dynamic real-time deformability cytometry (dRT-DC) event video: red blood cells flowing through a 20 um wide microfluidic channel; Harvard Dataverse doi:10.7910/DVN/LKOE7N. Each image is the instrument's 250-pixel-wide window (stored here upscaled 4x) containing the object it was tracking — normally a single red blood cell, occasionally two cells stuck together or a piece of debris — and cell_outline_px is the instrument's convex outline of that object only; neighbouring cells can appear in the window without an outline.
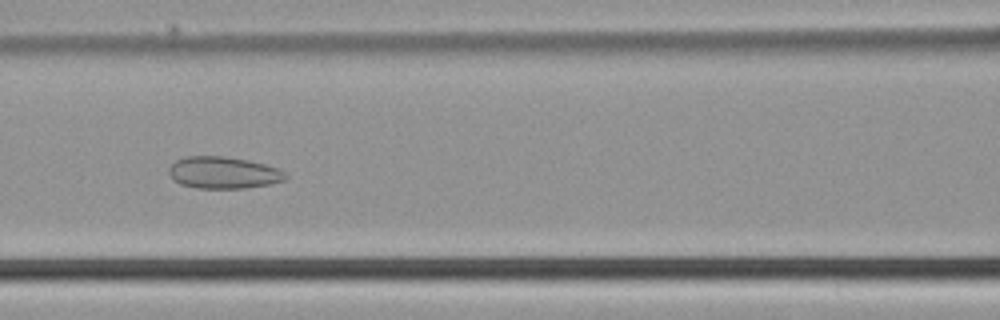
{"species": "common noctule bat (a hibernating species)", "species_latin": "Nyctalus noctula", "temperature_condition": "cold", "stored_images_in_passage": 50, "camera_frame_rate_fps": 3000, "um_per_image_px": 0.085, "animal": {"sex": "male", "body_mass_g": 21.5, "forearm_length_mm": 52.0}, "frame": {"image": 1, "passage_image": 22, "time_ms": 7.0, "image_size_px": [1000, 320], "cell_outline_px": [[288, 176], [284, 180], [272, 184], [244, 188], [196, 188], [180, 184], [168, 172], [168, 168], [176, 160], [184, 156], [220, 156], [248, 160], [264, 164], [276, 168], [284, 172]], "centroid_in_image_um": [18.98, 14.68], "position_along_channel_um": 147.6, "area_um2": 21.56}}
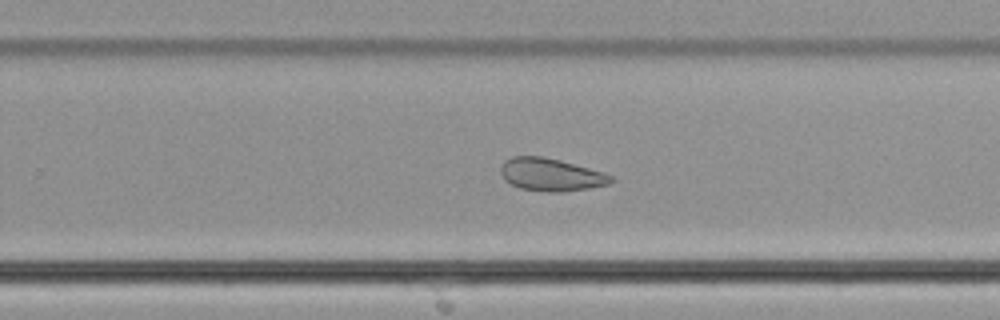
{"frame": {"image": 2, "passage_image": 32, "time_ms": 10.333, "image_size_px": [1000, 320], "cell_outline_px": [[616, 180], [608, 184], [588, 188], [560, 192], [544, 192], [520, 188], [504, 180], [500, 172], [500, 168], [504, 160], [512, 156], [540, 156], [560, 160], [588, 168], [612, 176]], "centroid_in_image_um": [46.78, 14.85], "position_along_channel_um": 283.0, "area_um2": 20.92}}
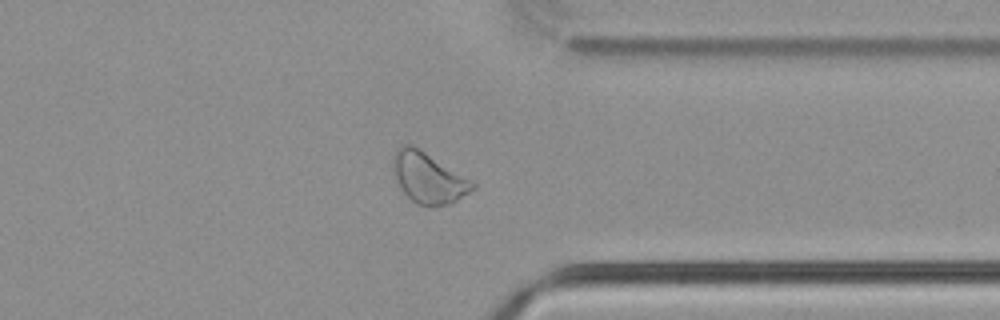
{"frame": {"image": 3, "passage_image": 39, "time_ms": 12.667, "image_size_px": [1000, 320], "cell_outline_px": [[476, 188], [452, 204], [432, 208], [416, 204], [400, 188], [392, 168], [392, 156], [396, 148], [404, 144], [408, 144], [424, 152], [476, 184]], "centroid_in_image_um": [36.38, 15.17], "position_along_channel_um": 375.0, "area_um2": 23.29}}